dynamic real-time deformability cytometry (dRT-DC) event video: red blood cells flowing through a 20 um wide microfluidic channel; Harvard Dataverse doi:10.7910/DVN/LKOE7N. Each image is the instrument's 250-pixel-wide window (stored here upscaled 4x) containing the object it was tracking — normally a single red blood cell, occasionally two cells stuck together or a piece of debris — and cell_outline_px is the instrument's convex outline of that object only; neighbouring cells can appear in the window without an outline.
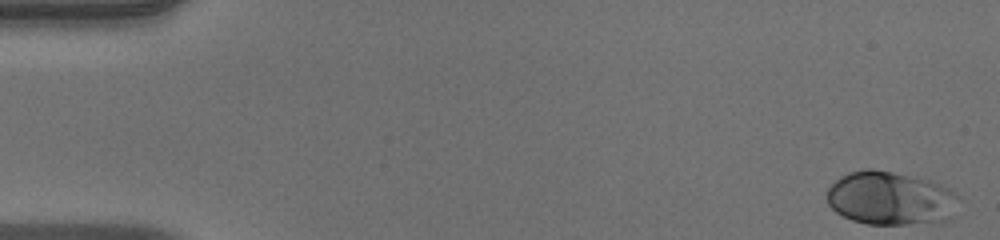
{"species": "human", "species_latin": "Homo sapiens", "temperature_condition": "warm", "stored_images_in_passage": 52, "camera_frame_rate_fps": 3000, "um_per_image_px": 0.085, "donor": {"sex": "male"}, "frame": {"image": 1, "passage_image": 1, "time_ms": 0.0, "image_size_px": [1000, 240], "cell_outline_px": [[960, 196], [956, 216], [940, 224], [868, 224], [852, 220], [836, 212], [828, 204], [828, 188], [840, 176], [848, 172], [868, 168], [872, 168], [892, 172], [928, 180], [940, 184], [948, 188]], "centroid_in_image_um": [75.77, 16.88], "position_along_channel_um": 9.2, "area_um2": 41.79}}
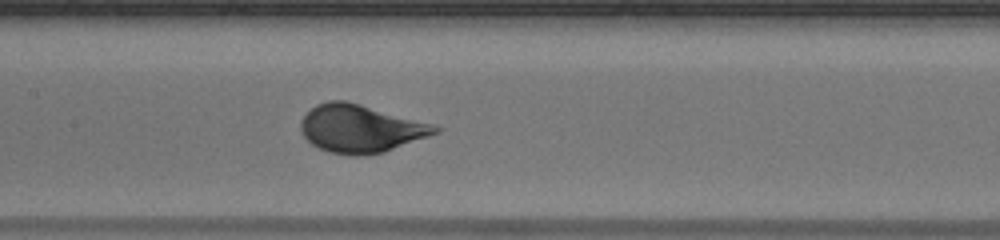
{"frame": {"image": 2, "passage_image": 25, "time_ms": 8.0, "image_size_px": [1000, 240], "cell_outline_px": [[444, 128], [440, 132], [384, 152], [364, 156], [352, 156], [328, 152], [312, 144], [304, 136], [300, 128], [300, 120], [316, 104], [328, 100], [344, 100], [360, 104], [432, 124]], "centroid_in_image_um": [30.64, 10.94], "position_along_channel_um": 176.8, "area_um2": 37.34}}
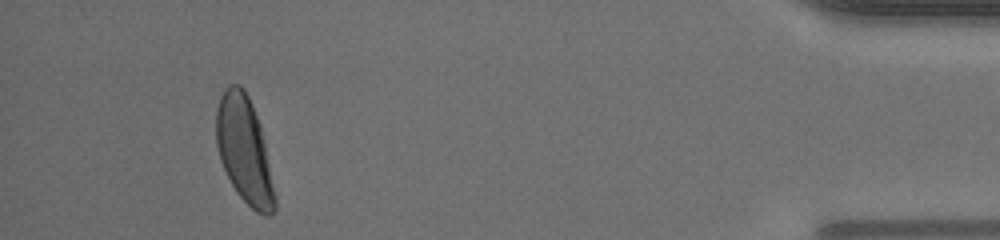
{"frame": {"image": 3, "passage_image": 48, "time_ms": 15.667, "image_size_px": [1000, 240], "cell_outline_px": [[276, 208], [268, 216], [264, 216], [256, 212], [240, 196], [232, 184], [220, 160], [216, 144], [216, 108], [220, 96], [224, 88], [228, 84], [240, 84], [244, 88], [252, 104], [260, 124], [264, 140], [276, 196]], "centroid_in_image_um": [20.76, 12.73], "position_along_channel_um": 414.4, "area_um2": 36.36}, "authors_computed_cell_mechanics": {"area_um2": 37.0498, "velocity_mm_per_s": 3.9343, "shape_relaxation_time_tau1_ms": 2.4844, "shape_relaxation_time_tau2_ms": null, "deformation_change_tau1": 0.1592, "deformation_change_tau2": null}}